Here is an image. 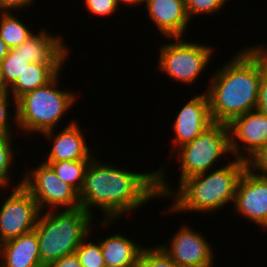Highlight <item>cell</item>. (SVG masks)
Here are the masks:
<instances>
[{"label": "cell", "mask_w": 267, "mask_h": 267, "mask_svg": "<svg viewBox=\"0 0 267 267\" xmlns=\"http://www.w3.org/2000/svg\"><path fill=\"white\" fill-rule=\"evenodd\" d=\"M110 163H105L104 159L99 161L98 156H94L87 166L79 192L83 210L95 216L94 208H100L103 219L99 226L102 229L129 213H136L147 202L160 199L158 168L146 173L134 172Z\"/></svg>", "instance_id": "cell-1"}, {"label": "cell", "mask_w": 267, "mask_h": 267, "mask_svg": "<svg viewBox=\"0 0 267 267\" xmlns=\"http://www.w3.org/2000/svg\"><path fill=\"white\" fill-rule=\"evenodd\" d=\"M214 170L193 175L184 179L175 189L167 182L163 165L158 169V189L160 198L171 199L169 209L171 213L198 212L207 214L224 209L233 204L236 188L241 175L248 167L246 161L232 158ZM165 168V169H164ZM169 183V184H168ZM171 186V187H170ZM173 201V203H172ZM181 212V213H180Z\"/></svg>", "instance_id": "cell-2"}, {"label": "cell", "mask_w": 267, "mask_h": 267, "mask_svg": "<svg viewBox=\"0 0 267 267\" xmlns=\"http://www.w3.org/2000/svg\"><path fill=\"white\" fill-rule=\"evenodd\" d=\"M238 51L212 73L205 89L213 123L228 125L235 117L256 108L261 60L248 46Z\"/></svg>", "instance_id": "cell-3"}, {"label": "cell", "mask_w": 267, "mask_h": 267, "mask_svg": "<svg viewBox=\"0 0 267 267\" xmlns=\"http://www.w3.org/2000/svg\"><path fill=\"white\" fill-rule=\"evenodd\" d=\"M94 218L81 207L41 212L34 231L38 237L42 265L45 267L75 253L83 240L92 234L91 231H95L92 229L96 227Z\"/></svg>", "instance_id": "cell-4"}, {"label": "cell", "mask_w": 267, "mask_h": 267, "mask_svg": "<svg viewBox=\"0 0 267 267\" xmlns=\"http://www.w3.org/2000/svg\"><path fill=\"white\" fill-rule=\"evenodd\" d=\"M61 74L62 71L46 85L27 92L16 100L18 131L27 132V135H41L43 132L56 129L63 116L77 103L76 93H72L70 89H60Z\"/></svg>", "instance_id": "cell-5"}, {"label": "cell", "mask_w": 267, "mask_h": 267, "mask_svg": "<svg viewBox=\"0 0 267 267\" xmlns=\"http://www.w3.org/2000/svg\"><path fill=\"white\" fill-rule=\"evenodd\" d=\"M229 154L231 155L232 153L228 125L213 123L193 141L177 148L171 155H168L170 156L168 158L174 159L176 155V160L180 163V168L178 169L180 170L178 180L180 184L188 177L208 172L215 169V167L218 168L215 165L224 156L230 159Z\"/></svg>", "instance_id": "cell-6"}, {"label": "cell", "mask_w": 267, "mask_h": 267, "mask_svg": "<svg viewBox=\"0 0 267 267\" xmlns=\"http://www.w3.org/2000/svg\"><path fill=\"white\" fill-rule=\"evenodd\" d=\"M168 40L174 41L161 43L158 50V71L167 75L172 82L188 86L197 83L196 80H199L207 65H210L211 56L214 57L212 53L216 49L212 45L187 41L186 38H168Z\"/></svg>", "instance_id": "cell-7"}, {"label": "cell", "mask_w": 267, "mask_h": 267, "mask_svg": "<svg viewBox=\"0 0 267 267\" xmlns=\"http://www.w3.org/2000/svg\"><path fill=\"white\" fill-rule=\"evenodd\" d=\"M27 168L22 175V186L33 196L41 212L47 208L63 210L80 207L79 193L63 182L43 160L32 170Z\"/></svg>", "instance_id": "cell-8"}, {"label": "cell", "mask_w": 267, "mask_h": 267, "mask_svg": "<svg viewBox=\"0 0 267 267\" xmlns=\"http://www.w3.org/2000/svg\"><path fill=\"white\" fill-rule=\"evenodd\" d=\"M22 181L11 184L0 204V243L29 233L35 229L41 213L33 196L22 186ZM6 198V199H5Z\"/></svg>", "instance_id": "cell-9"}, {"label": "cell", "mask_w": 267, "mask_h": 267, "mask_svg": "<svg viewBox=\"0 0 267 267\" xmlns=\"http://www.w3.org/2000/svg\"><path fill=\"white\" fill-rule=\"evenodd\" d=\"M192 226L183 225L169 241L159 245L179 267H214V247Z\"/></svg>", "instance_id": "cell-10"}, {"label": "cell", "mask_w": 267, "mask_h": 267, "mask_svg": "<svg viewBox=\"0 0 267 267\" xmlns=\"http://www.w3.org/2000/svg\"><path fill=\"white\" fill-rule=\"evenodd\" d=\"M228 127L230 149L236 159L248 162L267 145V115L257 109L235 117Z\"/></svg>", "instance_id": "cell-11"}, {"label": "cell", "mask_w": 267, "mask_h": 267, "mask_svg": "<svg viewBox=\"0 0 267 267\" xmlns=\"http://www.w3.org/2000/svg\"><path fill=\"white\" fill-rule=\"evenodd\" d=\"M233 206L238 216L267 230V179L247 167L239 179Z\"/></svg>", "instance_id": "cell-12"}, {"label": "cell", "mask_w": 267, "mask_h": 267, "mask_svg": "<svg viewBox=\"0 0 267 267\" xmlns=\"http://www.w3.org/2000/svg\"><path fill=\"white\" fill-rule=\"evenodd\" d=\"M179 109L172 123L174 138L170 149L171 154L180 146L193 141L213 124L209 99L206 91L194 94L191 99Z\"/></svg>", "instance_id": "cell-13"}, {"label": "cell", "mask_w": 267, "mask_h": 267, "mask_svg": "<svg viewBox=\"0 0 267 267\" xmlns=\"http://www.w3.org/2000/svg\"><path fill=\"white\" fill-rule=\"evenodd\" d=\"M42 135L52 144L43 162L92 160L95 156L93 154L95 150L92 151L87 146L86 134L83 133L79 123L77 124L75 120L70 121L61 131L52 129L43 132Z\"/></svg>", "instance_id": "cell-14"}, {"label": "cell", "mask_w": 267, "mask_h": 267, "mask_svg": "<svg viewBox=\"0 0 267 267\" xmlns=\"http://www.w3.org/2000/svg\"><path fill=\"white\" fill-rule=\"evenodd\" d=\"M147 16L166 39L183 38L190 19L185 0H143Z\"/></svg>", "instance_id": "cell-15"}, {"label": "cell", "mask_w": 267, "mask_h": 267, "mask_svg": "<svg viewBox=\"0 0 267 267\" xmlns=\"http://www.w3.org/2000/svg\"><path fill=\"white\" fill-rule=\"evenodd\" d=\"M49 29L35 32L20 46L14 49L22 54L30 63H65L69 58L70 48L63 36L51 34Z\"/></svg>", "instance_id": "cell-16"}, {"label": "cell", "mask_w": 267, "mask_h": 267, "mask_svg": "<svg viewBox=\"0 0 267 267\" xmlns=\"http://www.w3.org/2000/svg\"><path fill=\"white\" fill-rule=\"evenodd\" d=\"M0 267H44L34 230L1 243Z\"/></svg>", "instance_id": "cell-17"}, {"label": "cell", "mask_w": 267, "mask_h": 267, "mask_svg": "<svg viewBox=\"0 0 267 267\" xmlns=\"http://www.w3.org/2000/svg\"><path fill=\"white\" fill-rule=\"evenodd\" d=\"M105 264L118 267H135L138 258L145 248L125 235L110 234L103 240L99 239Z\"/></svg>", "instance_id": "cell-18"}, {"label": "cell", "mask_w": 267, "mask_h": 267, "mask_svg": "<svg viewBox=\"0 0 267 267\" xmlns=\"http://www.w3.org/2000/svg\"><path fill=\"white\" fill-rule=\"evenodd\" d=\"M64 65V63H29L7 91L17 100L25 93L52 81L63 70Z\"/></svg>", "instance_id": "cell-19"}, {"label": "cell", "mask_w": 267, "mask_h": 267, "mask_svg": "<svg viewBox=\"0 0 267 267\" xmlns=\"http://www.w3.org/2000/svg\"><path fill=\"white\" fill-rule=\"evenodd\" d=\"M0 14V36L10 49L20 46L35 33L14 12Z\"/></svg>", "instance_id": "cell-20"}, {"label": "cell", "mask_w": 267, "mask_h": 267, "mask_svg": "<svg viewBox=\"0 0 267 267\" xmlns=\"http://www.w3.org/2000/svg\"><path fill=\"white\" fill-rule=\"evenodd\" d=\"M90 161L74 160L44 163L48 164L63 182L68 183L79 193L83 187L85 172Z\"/></svg>", "instance_id": "cell-21"}, {"label": "cell", "mask_w": 267, "mask_h": 267, "mask_svg": "<svg viewBox=\"0 0 267 267\" xmlns=\"http://www.w3.org/2000/svg\"><path fill=\"white\" fill-rule=\"evenodd\" d=\"M14 134H0V191L10 189V183L14 182L12 179V164L16 163L15 157L18 150L14 151L15 144L12 145ZM15 152V153H14ZM12 181V182H11ZM9 186L8 190L7 187Z\"/></svg>", "instance_id": "cell-22"}, {"label": "cell", "mask_w": 267, "mask_h": 267, "mask_svg": "<svg viewBox=\"0 0 267 267\" xmlns=\"http://www.w3.org/2000/svg\"><path fill=\"white\" fill-rule=\"evenodd\" d=\"M30 62L14 48L0 62L3 85L8 89L18 78Z\"/></svg>", "instance_id": "cell-23"}, {"label": "cell", "mask_w": 267, "mask_h": 267, "mask_svg": "<svg viewBox=\"0 0 267 267\" xmlns=\"http://www.w3.org/2000/svg\"><path fill=\"white\" fill-rule=\"evenodd\" d=\"M89 235L79 245L75 254L82 267H104L105 261L100 248L99 240H90Z\"/></svg>", "instance_id": "cell-24"}, {"label": "cell", "mask_w": 267, "mask_h": 267, "mask_svg": "<svg viewBox=\"0 0 267 267\" xmlns=\"http://www.w3.org/2000/svg\"><path fill=\"white\" fill-rule=\"evenodd\" d=\"M135 267H179L178 264L158 245L142 250Z\"/></svg>", "instance_id": "cell-25"}, {"label": "cell", "mask_w": 267, "mask_h": 267, "mask_svg": "<svg viewBox=\"0 0 267 267\" xmlns=\"http://www.w3.org/2000/svg\"><path fill=\"white\" fill-rule=\"evenodd\" d=\"M12 105L14 106L13 108L16 109V100L13 98V96L7 90L4 92H0V134H13L18 128L16 126L17 125L16 111H14L13 114H10L9 112L10 111L9 107ZM11 117H13L12 119L14 120V121L12 120V122H11Z\"/></svg>", "instance_id": "cell-26"}, {"label": "cell", "mask_w": 267, "mask_h": 267, "mask_svg": "<svg viewBox=\"0 0 267 267\" xmlns=\"http://www.w3.org/2000/svg\"><path fill=\"white\" fill-rule=\"evenodd\" d=\"M185 3L188 17L193 21L196 15H214L229 2L228 0H185Z\"/></svg>", "instance_id": "cell-27"}, {"label": "cell", "mask_w": 267, "mask_h": 267, "mask_svg": "<svg viewBox=\"0 0 267 267\" xmlns=\"http://www.w3.org/2000/svg\"><path fill=\"white\" fill-rule=\"evenodd\" d=\"M84 6L88 12L95 16H111L117 10H119V6L117 5L115 0H83Z\"/></svg>", "instance_id": "cell-28"}, {"label": "cell", "mask_w": 267, "mask_h": 267, "mask_svg": "<svg viewBox=\"0 0 267 267\" xmlns=\"http://www.w3.org/2000/svg\"><path fill=\"white\" fill-rule=\"evenodd\" d=\"M248 168L255 174L267 179V145L248 162Z\"/></svg>", "instance_id": "cell-29"}, {"label": "cell", "mask_w": 267, "mask_h": 267, "mask_svg": "<svg viewBox=\"0 0 267 267\" xmlns=\"http://www.w3.org/2000/svg\"><path fill=\"white\" fill-rule=\"evenodd\" d=\"M259 112L267 115V68L261 62V79L259 83L257 105L256 108Z\"/></svg>", "instance_id": "cell-30"}, {"label": "cell", "mask_w": 267, "mask_h": 267, "mask_svg": "<svg viewBox=\"0 0 267 267\" xmlns=\"http://www.w3.org/2000/svg\"><path fill=\"white\" fill-rule=\"evenodd\" d=\"M35 0H0V13L1 12H11L16 10V13L20 9L28 8L30 5H34Z\"/></svg>", "instance_id": "cell-31"}, {"label": "cell", "mask_w": 267, "mask_h": 267, "mask_svg": "<svg viewBox=\"0 0 267 267\" xmlns=\"http://www.w3.org/2000/svg\"><path fill=\"white\" fill-rule=\"evenodd\" d=\"M45 267H82L75 253L47 264Z\"/></svg>", "instance_id": "cell-32"}, {"label": "cell", "mask_w": 267, "mask_h": 267, "mask_svg": "<svg viewBox=\"0 0 267 267\" xmlns=\"http://www.w3.org/2000/svg\"><path fill=\"white\" fill-rule=\"evenodd\" d=\"M256 43L249 46V49L261 60L264 67L267 68V42Z\"/></svg>", "instance_id": "cell-33"}, {"label": "cell", "mask_w": 267, "mask_h": 267, "mask_svg": "<svg viewBox=\"0 0 267 267\" xmlns=\"http://www.w3.org/2000/svg\"><path fill=\"white\" fill-rule=\"evenodd\" d=\"M117 5H123L125 4V6H131V7H135L138 6L140 7V5H143V0H115Z\"/></svg>", "instance_id": "cell-34"}, {"label": "cell", "mask_w": 267, "mask_h": 267, "mask_svg": "<svg viewBox=\"0 0 267 267\" xmlns=\"http://www.w3.org/2000/svg\"><path fill=\"white\" fill-rule=\"evenodd\" d=\"M9 50L10 48L7 46V44L3 41V39L0 36V62L8 54Z\"/></svg>", "instance_id": "cell-35"}, {"label": "cell", "mask_w": 267, "mask_h": 267, "mask_svg": "<svg viewBox=\"0 0 267 267\" xmlns=\"http://www.w3.org/2000/svg\"><path fill=\"white\" fill-rule=\"evenodd\" d=\"M6 90L7 89L3 85V80H2V77H1V70H0V92H4Z\"/></svg>", "instance_id": "cell-36"}, {"label": "cell", "mask_w": 267, "mask_h": 267, "mask_svg": "<svg viewBox=\"0 0 267 267\" xmlns=\"http://www.w3.org/2000/svg\"><path fill=\"white\" fill-rule=\"evenodd\" d=\"M104 267H118V266H111V265L105 264Z\"/></svg>", "instance_id": "cell-37"}]
</instances>
